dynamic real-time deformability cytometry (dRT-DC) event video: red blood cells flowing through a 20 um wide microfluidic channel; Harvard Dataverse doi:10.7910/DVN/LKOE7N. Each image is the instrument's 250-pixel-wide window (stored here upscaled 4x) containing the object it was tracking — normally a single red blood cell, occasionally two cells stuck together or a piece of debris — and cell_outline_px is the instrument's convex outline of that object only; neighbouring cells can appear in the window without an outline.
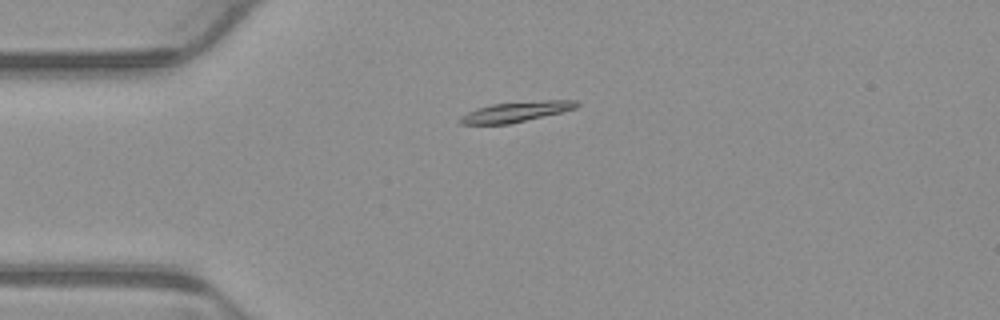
{"species": "common noctule bat (a hibernating species)", "species_latin": "Nyctalus noctula", "temperature_condition": "warm", "stored_images_in_passage": 5, "camera_frame_rate_fps": 3000, "um_per_image_px": 0.085, "animal": {"sex": "male", "body_mass_g": 23.1, "forearm_length_mm": 52.7}, "frame": {"image": 1, "passage_image": 4, "time_ms": 1.0, "image_size_px": [1000, 320], "cell_outline_px": [[580, 104], [576, 108], [560, 112], [508, 124], [460, 124], [456, 120], [460, 116], [476, 108], [492, 104], [544, 100], [576, 100]], "centroid_in_image_um": [43.81, 9.5], "position_along_channel_um": 41.2, "area_um2": 13.64}}